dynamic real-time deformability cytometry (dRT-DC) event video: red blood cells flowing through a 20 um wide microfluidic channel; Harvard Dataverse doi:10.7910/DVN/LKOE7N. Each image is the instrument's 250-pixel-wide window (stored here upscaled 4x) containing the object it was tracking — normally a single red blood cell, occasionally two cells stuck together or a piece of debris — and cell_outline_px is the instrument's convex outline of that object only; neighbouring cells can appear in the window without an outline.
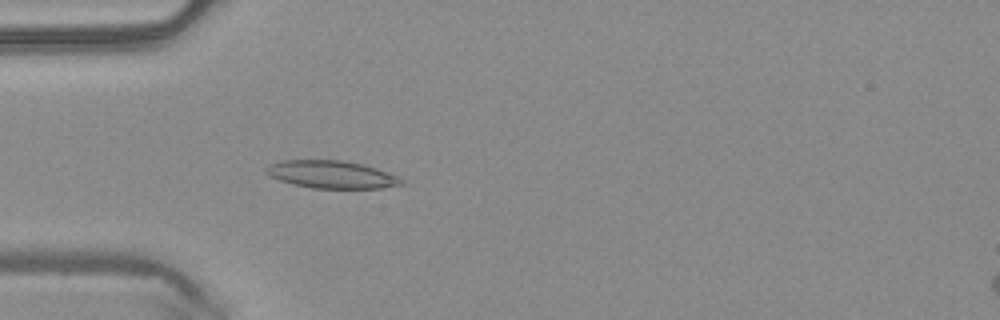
{"species": "common noctule bat (a hibernating species)", "species_latin": "Nyctalus noctula", "temperature_condition": "warm", "stored_images_in_passage": 36, "camera_frame_rate_fps": 3000, "um_per_image_px": 0.085, "animal": {"sex": "male", "body_mass_g": 20.4}, "frame": {"image": 1, "passage_image": 1, "time_ms": 0.0, "image_size_px": [1000, 320], "cell_outline_px": [[408, 184], [380, 188], [312, 188], [292, 184], [268, 176], [264, 172], [264, 168], [268, 164], [284, 160], [340, 160], [360, 164], [376, 168], [388, 172], [404, 180]], "centroid_in_image_um": [28.16, 14.83], "position_along_channel_um": 56.8, "area_um2": 21.91}}
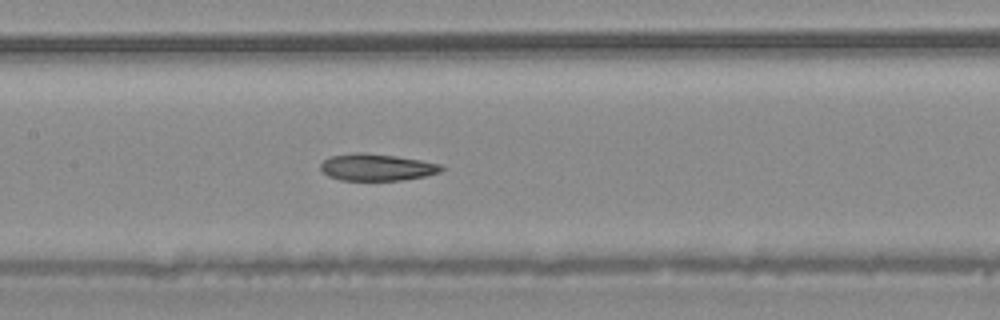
{"frame": {"image": 2, "passage_image": 10, "time_ms": 3.0, "image_size_px": [1000, 320], "cell_outline_px": [[444, 168], [440, 172], [424, 176], [400, 180], [340, 180], [328, 176], [320, 168], [320, 164], [328, 156], [356, 152], [364, 152], [396, 156], [420, 160], [440, 164]], "centroid_in_image_um": [31.98, 14.21], "position_along_channel_um": 175.4, "area_um2": 18.9}}
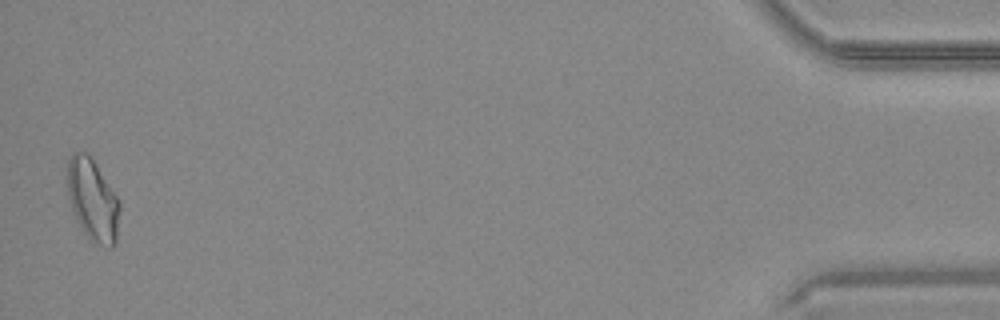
{"frame": {"image": 3, "passage_image": 35, "time_ms": 11.333, "image_size_px": [1000, 320], "cell_outline_px": [[120, 208], [116, 244], [112, 248], [108, 248], [92, 240], [84, 232], [72, 208], [68, 196], [68, 160], [72, 152], [88, 152], [120, 200]], "centroid_in_image_um": [7.91, 16.98], "position_along_channel_um": 427.3, "area_um2": 24.8}, "authors_computed_cell_mechanics": {"area_um2": 19.6809, "velocity_mm_per_s": 4.106, "shape_relaxation_time_tau1_ms": null, "shape_relaxation_time_tau2_ms": 3.234, "deformation_change_tau1": null, "deformation_change_tau2": 0.106}}